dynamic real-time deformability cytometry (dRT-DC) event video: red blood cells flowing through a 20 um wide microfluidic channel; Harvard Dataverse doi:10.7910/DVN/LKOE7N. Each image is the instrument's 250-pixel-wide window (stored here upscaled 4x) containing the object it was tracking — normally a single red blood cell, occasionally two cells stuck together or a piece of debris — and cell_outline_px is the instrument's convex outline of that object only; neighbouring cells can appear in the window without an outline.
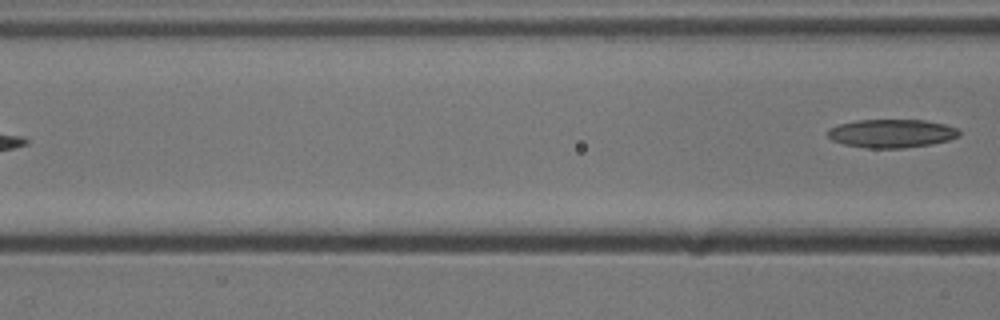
{"species": "common noctule bat (a hibernating species)", "species_latin": "Nyctalus noctula", "temperature_condition": "cold", "stored_images_in_passage": 7, "camera_frame_rate_fps": 3000, "um_per_image_px": 0.085, "animal": {"sex": "male", "body_mass_g": 13.3}, "frame": {"image": 1, "passage_image": 7, "time_ms": 2.0, "image_size_px": [1000, 320], "cell_outline_px": [[960, 136], [948, 140], [928, 144], [900, 148], [868, 148], [844, 144], [832, 140], [828, 136], [828, 128], [840, 124], [856, 120], [924, 120], [944, 124], [956, 128], [960, 132]], "centroid_in_image_um": [75.77, 11.33], "position_along_channel_um": 90.8, "area_um2": 21.56}}